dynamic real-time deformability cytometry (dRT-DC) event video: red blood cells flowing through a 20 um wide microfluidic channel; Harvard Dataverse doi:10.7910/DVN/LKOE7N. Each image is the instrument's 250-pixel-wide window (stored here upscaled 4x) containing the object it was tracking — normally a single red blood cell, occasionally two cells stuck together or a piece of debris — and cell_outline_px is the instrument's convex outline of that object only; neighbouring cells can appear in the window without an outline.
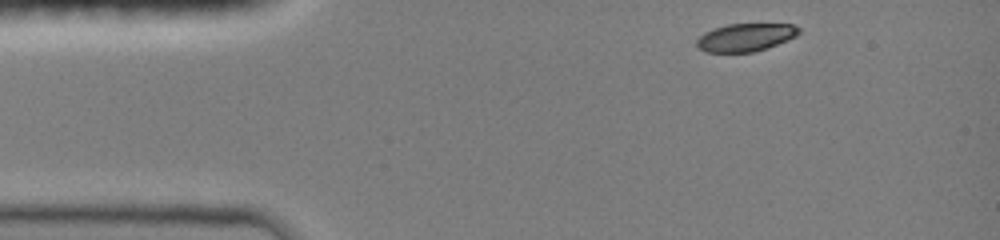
{"species": "common noctule bat (a hibernating species)", "species_latin": "Nyctalus noctula", "temperature_condition": "room temperature", "stored_images_in_passage": 38, "camera_frame_rate_fps": 3000, "um_per_image_px": 0.085, "animal": {"sex": "female", "body_mass_g": 19.0, "forearm_length_mm": 51.5}, "frame": {"image": 1, "passage_image": 1, "time_ms": 0.0, "image_size_px": [1000, 240], "cell_outline_px": [[800, 32], [796, 36], [776, 44], [752, 52], [708, 52], [700, 48], [696, 44], [696, 40], [704, 32], [712, 28], [728, 24], [792, 24], [800, 28]], "centroid_in_image_um": [63.35, 3.16], "position_along_channel_um": 21.7, "area_um2": 16.42}}
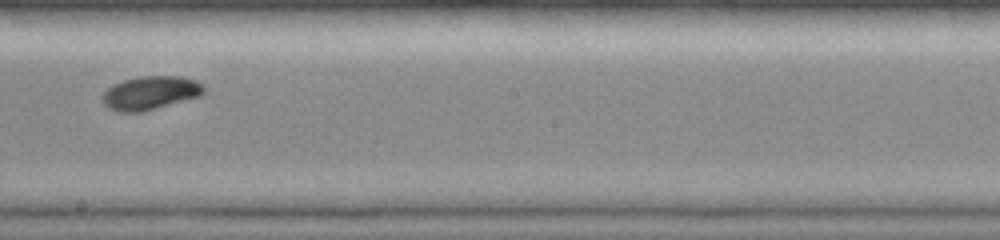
{"frame": {"image": 2, "passage_image": 22, "time_ms": 7.0, "image_size_px": [1000, 240], "cell_outline_px": [[204, 92], [200, 96], [144, 112], [120, 112], [108, 108], [100, 100], [100, 96], [112, 84], [124, 80], [140, 76], [180, 76], [196, 80], [204, 88]], "centroid_in_image_um": [12.74, 7.9], "position_along_channel_um": 235.5, "area_um2": 20.0}}
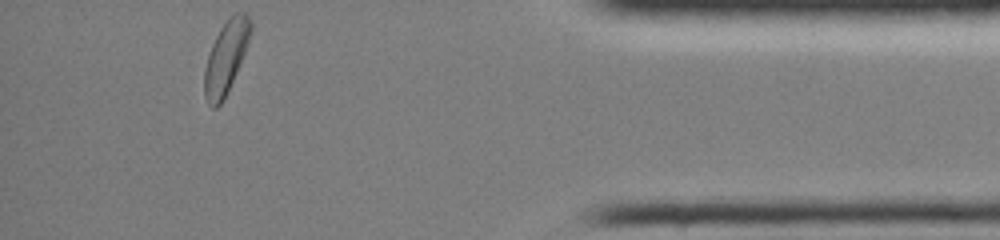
{"frame": {"image": 3, "passage_image": 38, "time_ms": 12.333, "image_size_px": [1000, 240], "cell_outline_px": [[252, 32], [244, 52], [224, 100], [216, 108], [212, 108], [208, 104], [204, 96], [204, 68], [208, 52], [220, 28], [236, 12], [244, 12], [252, 20]], "centroid_in_image_um": [19.19, 4.88], "position_along_channel_um": 416.0, "area_um2": 19.36}, "authors_computed_cell_mechanics": {"area_um2": 19.2185, "velocity_mm_per_s": 3.9962, "shape_relaxation_time_tau1_ms": 2.3494, "shape_relaxation_time_tau2_ms": null, "deformation_change_tau1": 0.1112, "deformation_change_tau2": null}}